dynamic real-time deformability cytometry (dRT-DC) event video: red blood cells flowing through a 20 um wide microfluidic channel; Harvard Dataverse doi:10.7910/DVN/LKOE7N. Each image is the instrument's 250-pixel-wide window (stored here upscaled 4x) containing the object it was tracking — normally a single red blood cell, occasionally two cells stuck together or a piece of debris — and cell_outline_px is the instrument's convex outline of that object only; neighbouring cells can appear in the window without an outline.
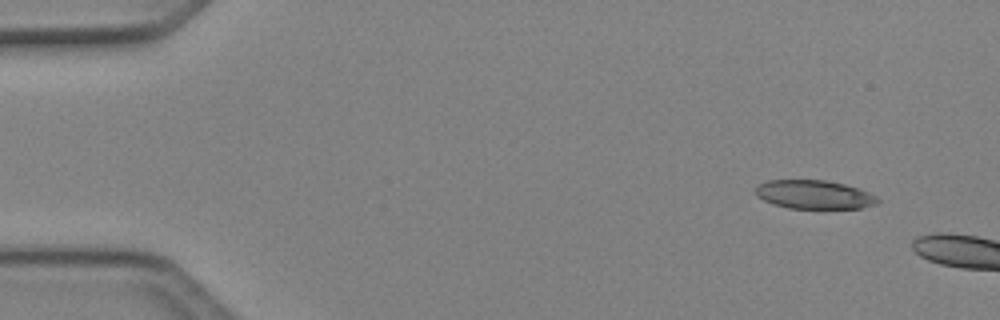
{"species": "Egyptian fruit bat (a non-hibernating species)", "species_latin": "Rousettus aegyptiacus", "temperature_condition": "cold", "stored_images_in_passage": 3, "camera_frame_rate_fps": 3000, "um_per_image_px": 0.085, "animal": {"sex": "female"}, "frame": {"image": 1, "passage_image": 1, "time_ms": 0.0, "image_size_px": [1000, 320], "cell_outline_px": [[880, 200], [876, 204], [860, 208], [788, 208], [772, 204], [756, 196], [756, 184], [768, 180], [824, 180], [844, 184], [860, 188], [876, 196]], "centroid_in_image_um": [69.18, 16.53], "position_along_channel_um": 15.8, "area_um2": 20.46}}